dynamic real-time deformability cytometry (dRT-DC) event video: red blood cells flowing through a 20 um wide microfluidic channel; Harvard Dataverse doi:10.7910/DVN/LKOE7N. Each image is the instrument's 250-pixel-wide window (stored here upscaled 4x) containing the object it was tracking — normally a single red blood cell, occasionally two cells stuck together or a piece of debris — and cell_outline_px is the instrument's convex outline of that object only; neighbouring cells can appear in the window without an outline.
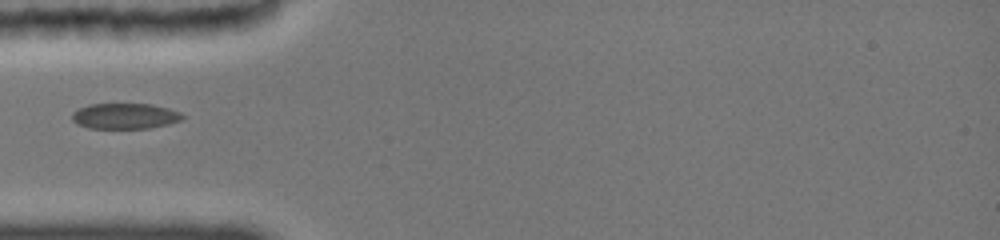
{"species": "common noctule bat (a hibernating species)", "species_latin": "Nyctalus noctula", "temperature_condition": "cold", "stored_images_in_passage": 57, "camera_frame_rate_fps": 3000, "um_per_image_px": 0.085, "animal": {"sex": "female", "body_mass_g": 19.0, "forearm_length_mm": 51.5}, "frame": {"image": 1, "passage_image": 1, "time_ms": 0.0, "image_size_px": [1000, 240], "cell_outline_px": [[184, 116], [180, 120], [148, 128], [88, 128], [72, 120], [72, 116], [80, 108], [88, 104], [152, 104], [168, 108], [180, 112]], "centroid_in_image_um": [10.62, 9.85], "position_along_channel_um": 74.4, "area_um2": 16.13}}
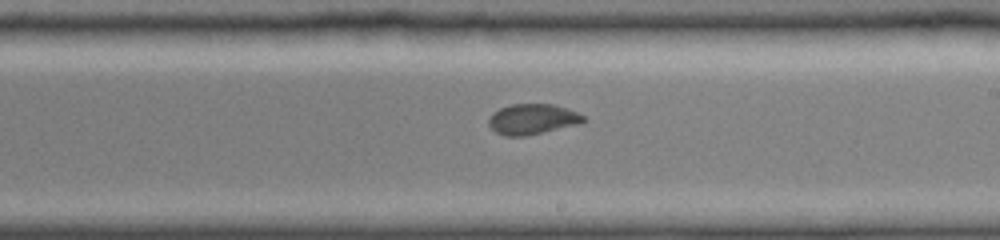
{"frame": {"image": 2, "passage_image": 22, "time_ms": 4.333, "image_size_px": [1000, 240], "cell_outline_px": [[584, 120], [576, 124], [524, 136], [504, 136], [496, 132], [488, 124], [488, 120], [492, 112], [500, 108], [512, 104], [552, 104], [576, 112], [584, 116]], "centroid_in_image_um": [45.18, 10.12], "position_along_channel_um": 243.8, "area_um2": 16.42}}
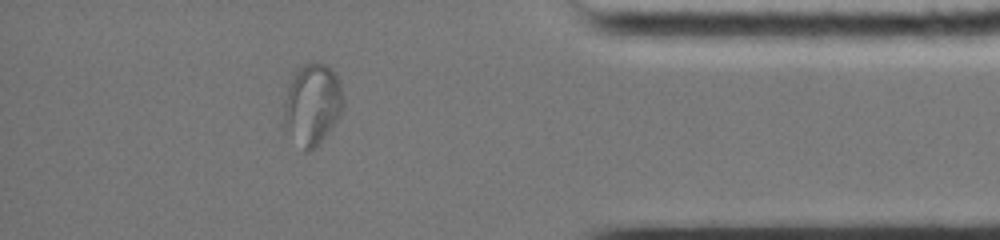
{"frame": {"image": 3, "passage_image": 46, "time_ms": 9.0, "image_size_px": [1000, 240], "cell_outline_px": [[344, 108], [336, 120], [324, 136], [308, 152], [304, 152], [284, 132], [284, 104], [288, 84], [296, 72], [304, 64], [324, 64], [336, 76], [340, 84], [344, 100]], "centroid_in_image_um": [26.51, 8.92], "position_along_channel_um": 408.7, "area_um2": 27.8}}